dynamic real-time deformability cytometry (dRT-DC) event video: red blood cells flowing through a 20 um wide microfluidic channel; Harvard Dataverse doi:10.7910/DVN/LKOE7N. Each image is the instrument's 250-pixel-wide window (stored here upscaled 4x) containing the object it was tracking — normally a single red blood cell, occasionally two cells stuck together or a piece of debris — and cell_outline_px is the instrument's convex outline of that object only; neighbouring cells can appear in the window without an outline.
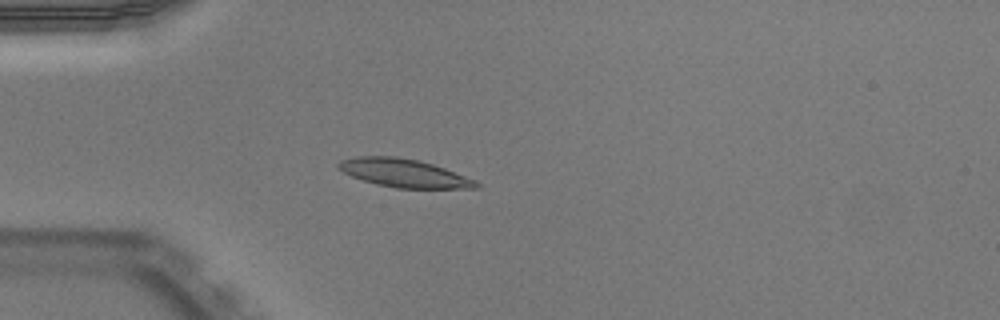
{"species": "Egyptian fruit bat (a non-hibernating species)", "species_latin": "Rousettus aegyptiacus", "temperature_condition": "warm", "stored_images_in_passage": 51, "camera_frame_rate_fps": 3000, "um_per_image_px": 0.085, "animal": {"sex": "male"}, "frame": {"image": 1, "passage_image": 15, "time_ms": 4.667, "image_size_px": [1000, 320], "cell_outline_px": [[480, 188], [396, 188], [376, 184], [352, 176], [336, 168], [336, 164], [340, 160], [356, 156], [396, 156], [416, 160], [432, 164], [444, 168], [476, 180], [480, 184]], "centroid_in_image_um": [34.31, 14.71], "position_along_channel_um": 50.7, "area_um2": 22.6}}
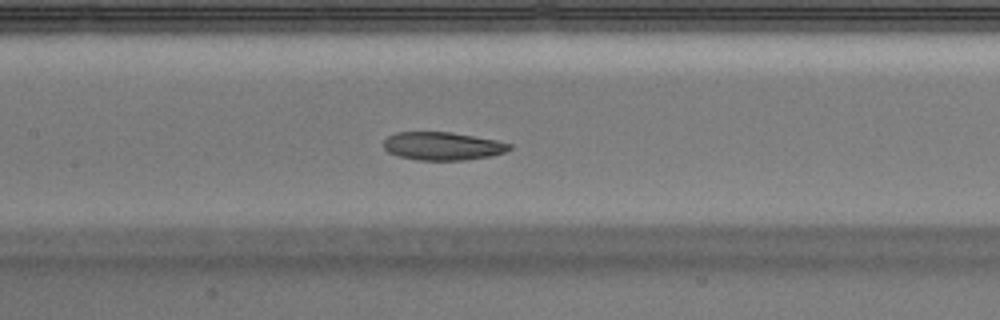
{"frame": {"image": 2, "passage_image": 25, "time_ms": 8.0, "image_size_px": [1000, 320], "cell_outline_px": [[512, 148], [504, 152], [492, 156], [468, 160], [416, 160], [396, 156], [388, 152], [384, 148], [384, 140], [388, 136], [396, 132], [452, 132], [496, 140], [512, 144]], "centroid_in_image_um": [37.62, 12.42], "position_along_channel_um": 169.8, "area_um2": 20.81}}
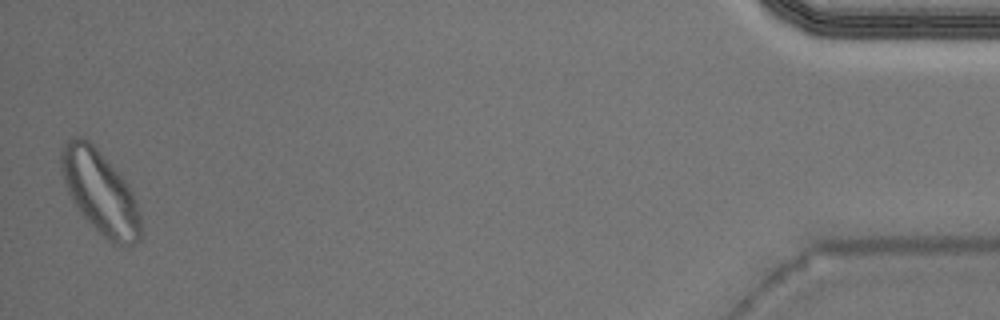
{"frame": {"image": 3, "passage_image": 51, "time_ms": 16.667, "image_size_px": [1000, 320], "cell_outline_px": [[140, 240], [132, 244], [112, 244], [84, 216], [72, 200], [68, 192], [60, 168], [60, 148], [72, 136], [76, 136], [88, 140], [96, 148], [124, 180], [132, 192], [140, 216]], "centroid_in_image_um": [8.48, 16.31], "position_along_channel_um": 426.7, "area_um2": 37.63}, "authors_computed_cell_mechanics": {"area_um2": 21.9062, "velocity_mm_per_s": 3.9477, "shape_relaxation_time_tau1_ms": null, "shape_relaxation_time_tau2_ms": 6.9152, "deformation_change_tau1": null, "deformation_change_tau2": 0.1342}}